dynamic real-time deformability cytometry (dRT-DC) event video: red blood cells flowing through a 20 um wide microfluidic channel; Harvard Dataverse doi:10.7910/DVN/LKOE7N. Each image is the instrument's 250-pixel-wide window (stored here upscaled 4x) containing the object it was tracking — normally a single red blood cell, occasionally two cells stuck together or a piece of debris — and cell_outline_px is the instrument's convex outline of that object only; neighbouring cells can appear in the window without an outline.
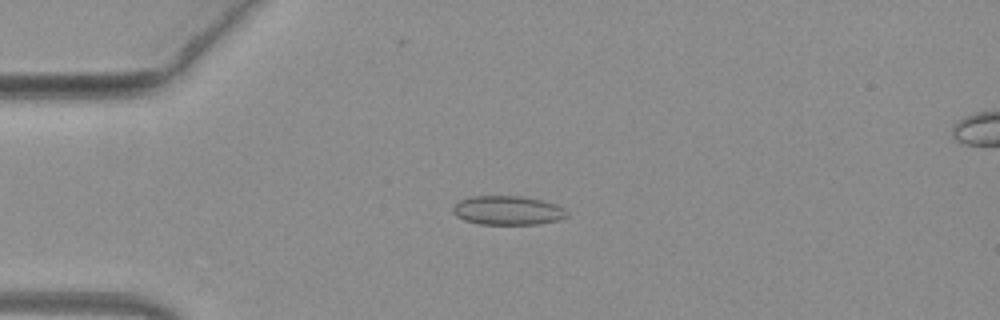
{"species": "common noctule bat (a hibernating species)", "species_latin": "Nyctalus noctula", "temperature_condition": "warm", "stored_images_in_passage": 34, "camera_frame_rate_fps": 3000, "um_per_image_px": 0.085, "animal": {"sex": "female", "body_mass_g": 19.3, "forearm_length_mm": 54.1}, "frame": {"image": 1, "passage_image": 13, "time_ms": 4.0, "image_size_px": [1000, 320], "cell_outline_px": [[568, 216], [560, 220], [536, 224], [480, 224], [464, 220], [456, 216], [452, 212], [452, 208], [460, 200], [468, 196], [520, 196], [540, 200], [556, 204], [564, 208], [568, 212]], "centroid_in_image_um": [43.15, 17.88], "position_along_channel_um": 41.8, "area_um2": 19.36}}
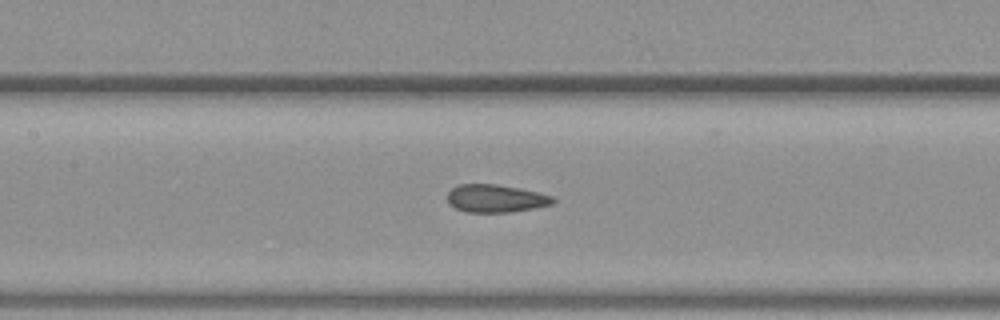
{"frame": {"image": 2, "passage_image": 24, "time_ms": 7.667, "image_size_px": [1000, 320], "cell_outline_px": [[556, 200], [552, 204], [536, 208], [512, 212], [464, 212], [456, 208], [448, 200], [448, 192], [452, 188], [460, 184], [496, 184], [536, 192], [552, 196]], "centroid_in_image_um": [42.14, 16.88], "position_along_channel_um": 165.3, "area_um2": 16.94}}
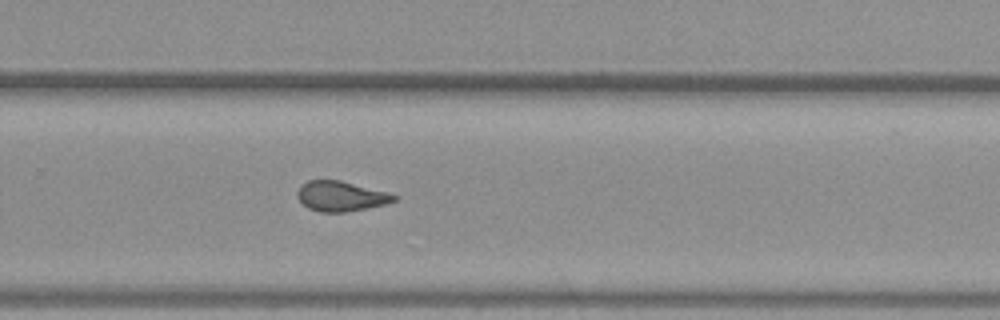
{"frame": {"image": 3, "passage_image": 34, "time_ms": 11.0, "image_size_px": [1000, 320], "cell_outline_px": [[396, 200], [388, 204], [368, 208], [344, 212], [320, 212], [308, 208], [296, 196], [296, 192], [308, 180], [340, 180], [384, 192], [396, 196]], "centroid_in_image_um": [28.95, 16.69], "position_along_channel_um": 300.8, "area_um2": 16.65}}